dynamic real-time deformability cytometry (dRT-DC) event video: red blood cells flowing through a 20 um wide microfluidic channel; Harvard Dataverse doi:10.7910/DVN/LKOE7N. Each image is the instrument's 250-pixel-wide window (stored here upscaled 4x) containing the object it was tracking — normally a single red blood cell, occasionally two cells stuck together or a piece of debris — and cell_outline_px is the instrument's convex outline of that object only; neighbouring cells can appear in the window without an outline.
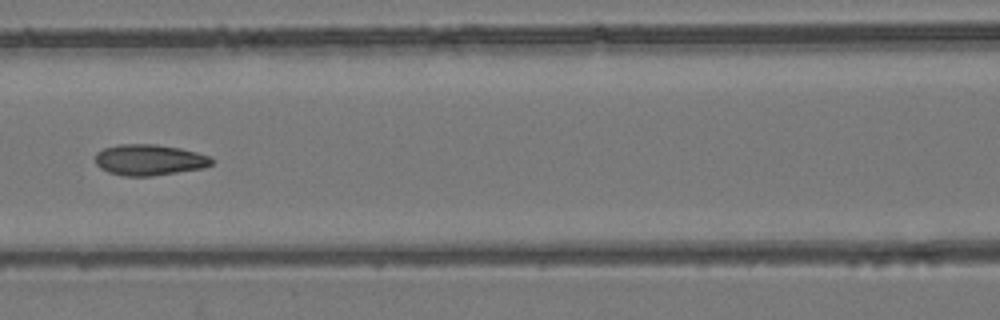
{"species": "common noctule bat (a hibernating species)", "species_latin": "Nyctalus noctula", "temperature_condition": "room temperature", "stored_images_in_passage": 8, "camera_frame_rate_fps": 3000, "um_per_image_px": 0.085, "animal": {"sex": "female", "body_mass_g": 24.6, "forearm_length_mm": 56.2}, "frame": {"image": 1, "passage_image": 7, "time_ms": 7.667, "image_size_px": [1000, 320], "cell_outline_px": [[212, 164], [204, 168], [152, 176], [124, 176], [108, 172], [100, 168], [96, 164], [96, 152], [104, 148], [120, 144], [156, 144], [180, 148], [196, 152], [208, 156], [212, 160]], "centroid_in_image_um": [12.67, 13.59], "position_along_channel_um": 153.9, "area_um2": 20.98}}